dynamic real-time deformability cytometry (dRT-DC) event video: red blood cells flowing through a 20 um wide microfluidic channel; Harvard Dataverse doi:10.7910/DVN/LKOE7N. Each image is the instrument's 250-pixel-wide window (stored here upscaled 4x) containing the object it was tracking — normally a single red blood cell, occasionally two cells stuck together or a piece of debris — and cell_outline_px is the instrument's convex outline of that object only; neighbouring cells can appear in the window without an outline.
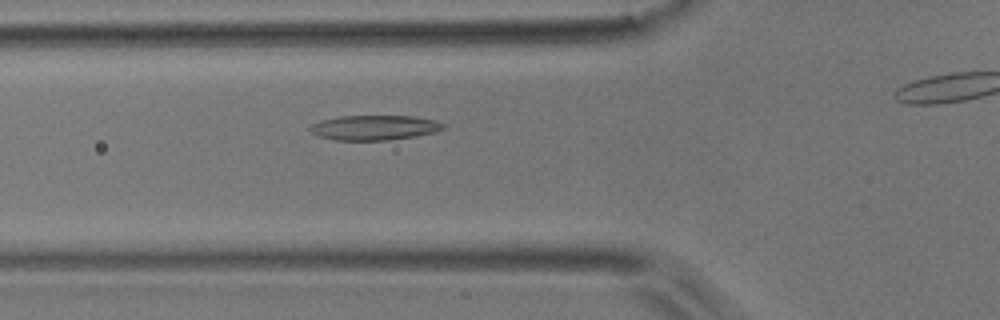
{"species": "common noctule bat (a hibernating species)", "species_latin": "Nyctalus noctula", "temperature_condition": "room temperature", "stored_images_in_passage": 38, "camera_frame_rate_fps": 3000, "um_per_image_px": 0.085, "animal": {"sex": "male", "body_mass_g": 17.9}, "frame": {"image": 1, "passage_image": 14, "time_ms": 4.333, "image_size_px": [1000, 320], "cell_outline_px": [[444, 128], [432, 132], [416, 136], [388, 140], [336, 140], [316, 136], [308, 128], [312, 124], [320, 120], [340, 116], [412, 116], [436, 120], [444, 124]], "centroid_in_image_um": [31.78, 10.84], "position_along_channel_um": 94.0, "area_um2": 19.25}}
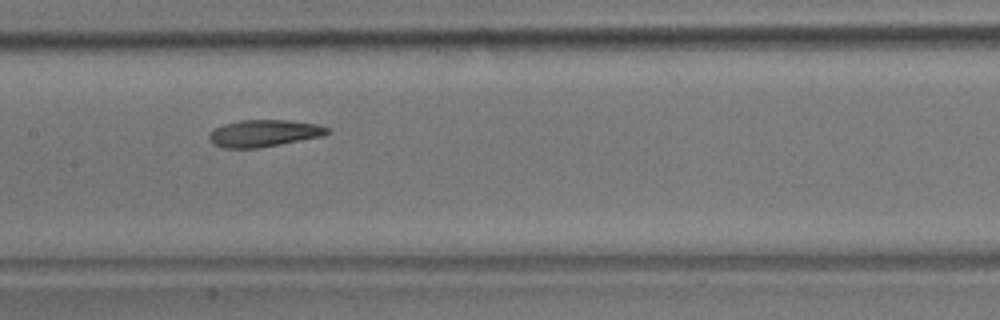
{"frame": {"image": 2, "passage_image": 21, "time_ms": 6.667, "image_size_px": [1000, 320], "cell_outline_px": [[332, 132], [320, 136], [280, 144], [256, 148], [224, 148], [212, 144], [208, 136], [216, 128], [224, 124], [240, 120], [288, 120], [320, 124], [328, 128]], "centroid_in_image_um": [22.44, 11.32], "position_along_channel_um": 185.0, "area_um2": 18.44}}
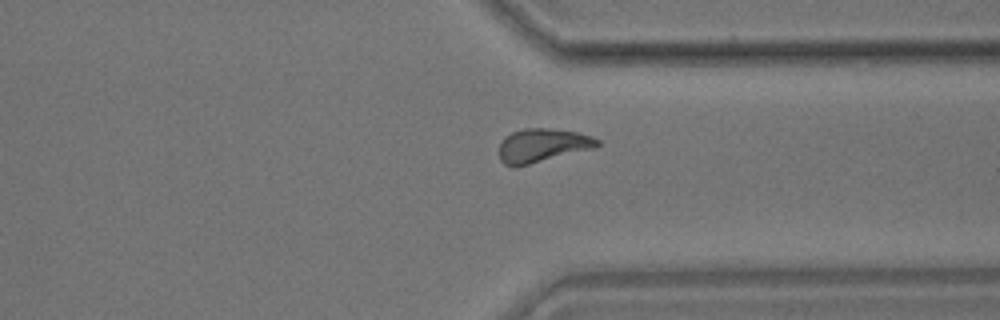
{"frame": {"image": 3, "passage_image": 35, "time_ms": 11.333, "image_size_px": [1000, 320], "cell_outline_px": [[600, 144], [592, 148], [516, 168], [512, 168], [504, 164], [500, 160], [500, 144], [512, 132], [524, 128], [552, 128], [576, 132], [592, 136], [600, 140]], "centroid_in_image_um": [46.09, 12.37], "position_along_channel_um": 365.3, "area_um2": 19.19}}